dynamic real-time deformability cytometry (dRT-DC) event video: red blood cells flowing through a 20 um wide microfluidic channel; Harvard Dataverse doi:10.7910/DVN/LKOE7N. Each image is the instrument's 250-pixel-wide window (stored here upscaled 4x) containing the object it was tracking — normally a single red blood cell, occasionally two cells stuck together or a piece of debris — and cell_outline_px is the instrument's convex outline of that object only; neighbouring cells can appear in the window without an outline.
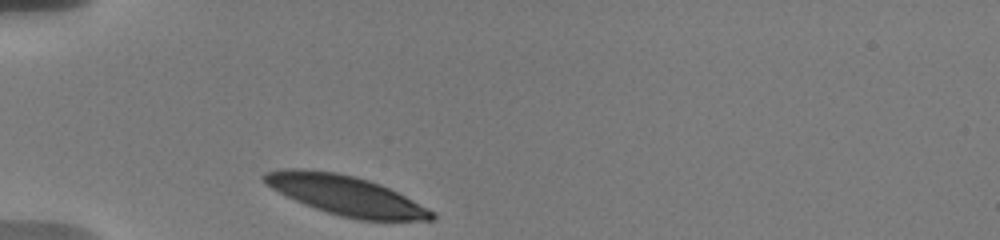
{"species": "human", "species_latin": "Homo sapiens", "temperature_condition": "warm", "stored_images_in_passage": 3, "camera_frame_rate_fps": 3000, "um_per_image_px": 0.085, "donor": {"sex": "male"}, "frame": {"image": 1, "passage_image": 1, "time_ms": 0.0, "image_size_px": [1000, 240], "cell_outline_px": [[436, 220], [360, 220], [340, 216], [304, 204], [264, 184], [260, 176], [264, 172], [284, 168], [296, 168], [336, 172], [368, 180], [380, 184], [436, 212]], "centroid_in_image_um": [29.37, 16.6], "position_along_channel_um": 55.6, "area_um2": 38.32}}
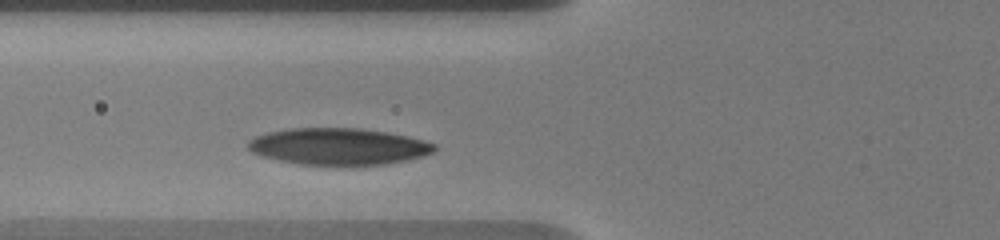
{"frame": {"image": 2, "passage_image": 3, "time_ms": 1.667, "image_size_px": [1000, 240], "cell_outline_px": [[436, 148], [432, 152], [420, 156], [388, 164], [300, 164], [260, 156], [252, 152], [248, 148], [248, 140], [256, 136], [268, 132], [288, 128], [360, 128], [408, 136], [424, 140], [436, 144]], "centroid_in_image_um": [28.74, 12.43], "position_along_channel_um": 97.1, "area_um2": 39.42}}